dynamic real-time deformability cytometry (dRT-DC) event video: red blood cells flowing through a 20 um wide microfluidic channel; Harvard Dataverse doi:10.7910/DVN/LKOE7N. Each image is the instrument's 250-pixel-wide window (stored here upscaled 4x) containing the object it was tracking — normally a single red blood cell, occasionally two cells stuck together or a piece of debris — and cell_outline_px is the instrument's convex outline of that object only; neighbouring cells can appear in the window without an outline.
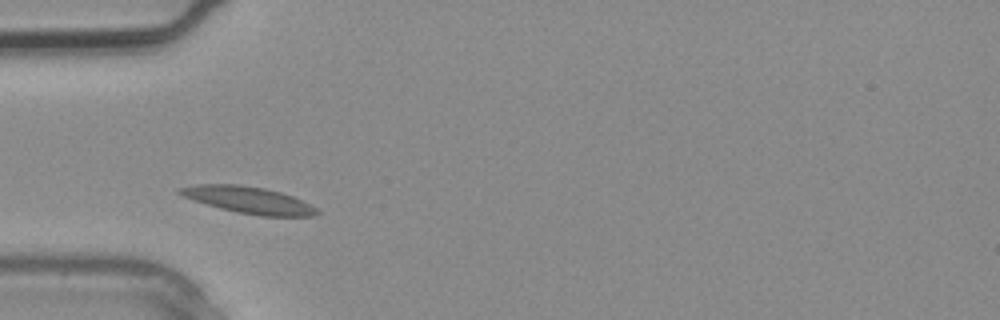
{"species": "common noctule bat (a hibernating species)", "species_latin": "Nyctalus noctula", "temperature_condition": "warm", "stored_images_in_passage": 2, "camera_frame_rate_fps": 3000, "um_per_image_px": 0.085, "animal": {"sex": "male", "body_mass_g": 20.4}, "frame": {"image": 1, "passage_image": 2, "time_ms": 0.333, "image_size_px": [1000, 320], "cell_outline_px": [[320, 212], [316, 216], [260, 216], [236, 212], [220, 208], [184, 196], [176, 192], [176, 188], [200, 184], [236, 184], [264, 188], [280, 192], [292, 196], [316, 208]], "centroid_in_image_um": [21.13, 17.0], "position_along_channel_um": 63.9, "area_um2": 21.1}}